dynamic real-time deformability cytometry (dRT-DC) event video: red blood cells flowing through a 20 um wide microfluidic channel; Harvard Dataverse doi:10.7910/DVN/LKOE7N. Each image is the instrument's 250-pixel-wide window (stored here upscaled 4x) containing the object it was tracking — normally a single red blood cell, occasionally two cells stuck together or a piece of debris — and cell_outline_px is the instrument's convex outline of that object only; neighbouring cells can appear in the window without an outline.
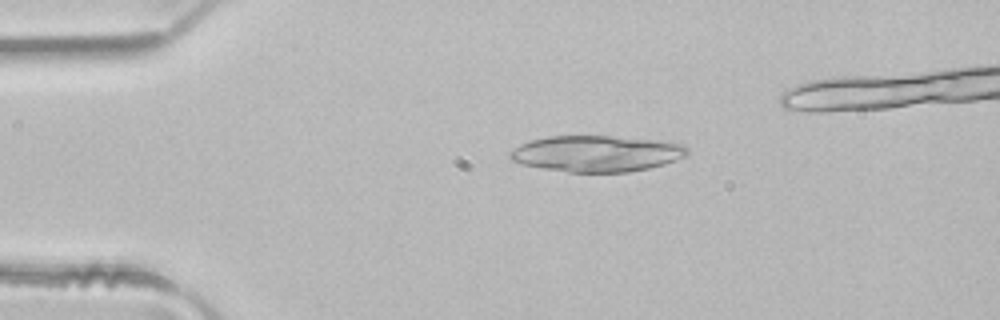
{"species": "common noctule bat (a hibernating species)", "species_latin": "Nyctalus noctula", "temperature_condition": "room temperature", "stored_images_in_passage": 41, "camera_frame_rate_fps": 3000, "um_per_image_px": 0.085, "animal": {"sex": "male", "body_mass_g": 21.5, "forearm_length_mm": 52.0}, "frame": {"image": 1, "passage_image": 7, "time_ms": 2.0, "image_size_px": [1000, 320], "cell_outline_px": [[688, 156], [664, 164], [648, 168], [628, 172], [568, 172], [544, 168], [524, 164], [512, 160], [508, 156], [508, 152], [520, 144], [532, 140], [548, 136], [608, 136], [656, 140], [684, 144], [688, 148]], "centroid_in_image_um": [50.73, 13.05], "position_along_channel_um": 34.3, "area_um2": 37.28}, "authors_computed_cell_mechanics": {"area_um2": 20.0566, "velocity_mm_per_s": 4.1436, "shape_relaxation_time_tau1_ms": 0.3135, "shape_relaxation_time_tau2_ms": null, "deformation_change_tau1": 0.2419, "deformation_change_tau2": null}}